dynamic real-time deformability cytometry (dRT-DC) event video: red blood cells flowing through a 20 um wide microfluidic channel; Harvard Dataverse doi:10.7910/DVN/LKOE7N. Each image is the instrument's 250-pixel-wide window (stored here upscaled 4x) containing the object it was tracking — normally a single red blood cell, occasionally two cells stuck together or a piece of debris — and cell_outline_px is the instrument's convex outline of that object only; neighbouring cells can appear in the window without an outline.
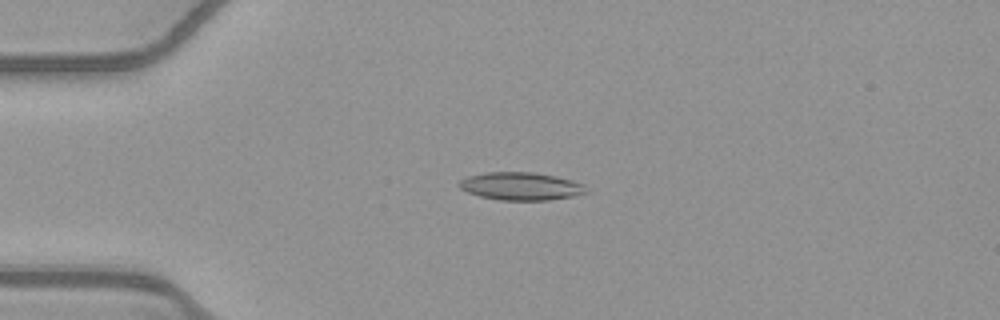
{"species": "common noctule bat (a hibernating species)", "species_latin": "Nyctalus noctula", "temperature_condition": "warm", "stored_images_in_passage": 41, "camera_frame_rate_fps": 3000, "um_per_image_px": 0.085, "animal": {"sex": "female", "body_mass_g": 21.9}, "frame": {"image": 1, "passage_image": 1, "time_ms": 0.0, "image_size_px": [1000, 320], "cell_outline_px": [[592, 192], [572, 196], [548, 200], [500, 200], [480, 196], [468, 192], [460, 188], [456, 184], [460, 180], [468, 176], [484, 172], [532, 172], [556, 176], [572, 180], [584, 184]], "centroid_in_image_um": [44.3, 15.82], "position_along_channel_um": 40.7, "area_um2": 20.81}}
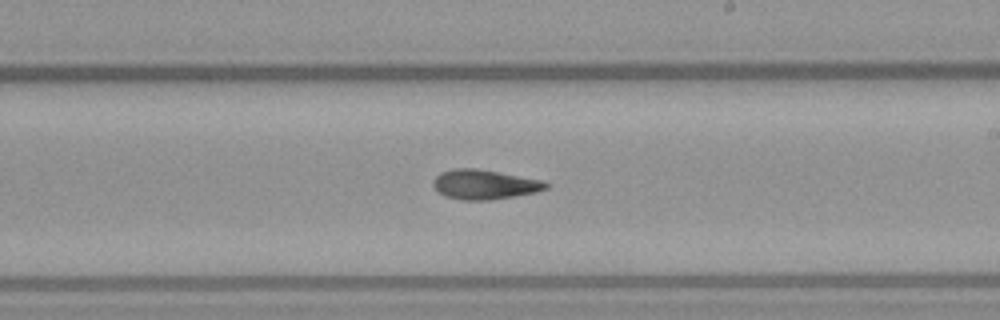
{"frame": {"image": 2, "passage_image": 19, "time_ms": 6.0, "image_size_px": [1000, 320], "cell_outline_px": [[548, 188], [536, 192], [516, 196], [492, 200], [460, 200], [444, 196], [432, 184], [432, 180], [440, 172], [452, 168], [476, 168], [544, 180], [548, 184]], "centroid_in_image_um": [41.17, 15.68], "position_along_channel_um": 247.8, "area_um2": 19.65}}
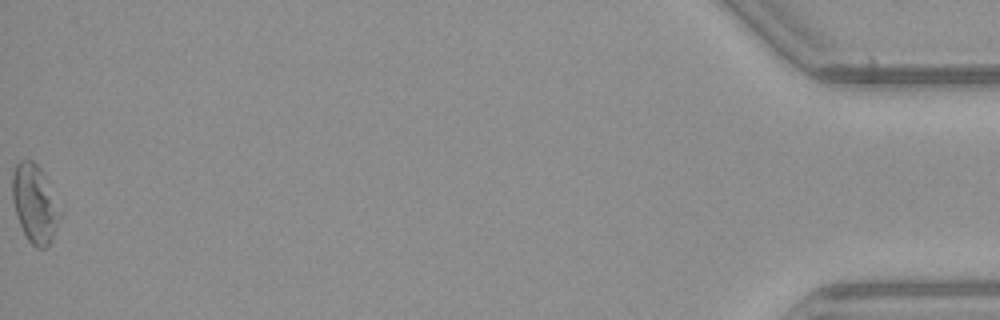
{"frame": {"image": 3, "passage_image": 41, "time_ms": 13.333, "image_size_px": [1000, 320], "cell_outline_px": [[60, 216], [52, 236], [48, 244], [44, 248], [36, 248], [28, 240], [16, 216], [12, 200], [12, 176], [16, 164], [20, 160], [32, 160], [40, 168], [44, 176], [60, 212]], "centroid_in_image_um": [2.9, 17.3], "position_along_channel_um": 432.3, "area_um2": 20.98}, "authors_computed_cell_mechanics": {"area_um2": 19.7098, "velocity_mm_per_s": 3.9372, "shape_relaxation_time_tau1_ms": null, "shape_relaxation_time_tau2_ms": 6.9552, "deformation_change_tau1": null, "deformation_change_tau2": 0.167}}